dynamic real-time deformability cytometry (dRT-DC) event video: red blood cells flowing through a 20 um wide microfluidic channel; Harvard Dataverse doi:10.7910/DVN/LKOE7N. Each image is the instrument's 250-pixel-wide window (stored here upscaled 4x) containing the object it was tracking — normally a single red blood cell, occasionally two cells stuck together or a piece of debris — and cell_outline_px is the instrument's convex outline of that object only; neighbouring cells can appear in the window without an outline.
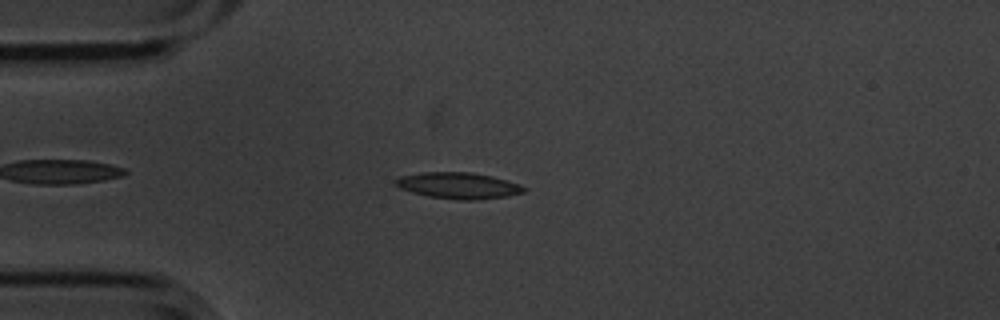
{"species": "common noctule bat (a hibernating species)", "species_latin": "Nyctalus noctula", "temperature_condition": "cold", "stored_images_in_passage": 5, "camera_frame_rate_fps": 3000, "um_per_image_px": 0.085, "animal": {"sex": "male", "body_mass_g": 20.1, "forearm_length_mm": 53.5}, "frame": {"image": 1, "passage_image": 3, "time_ms": 0.667, "image_size_px": [1000, 320], "cell_outline_px": [[528, 188], [524, 192], [508, 196], [476, 200], [460, 200], [428, 196], [412, 192], [400, 188], [392, 180], [400, 176], [420, 172], [472, 172], [492, 176], [520, 184]], "centroid_in_image_um": [38.97, 15.77], "position_along_channel_um": 46.0, "area_um2": 19.77}}
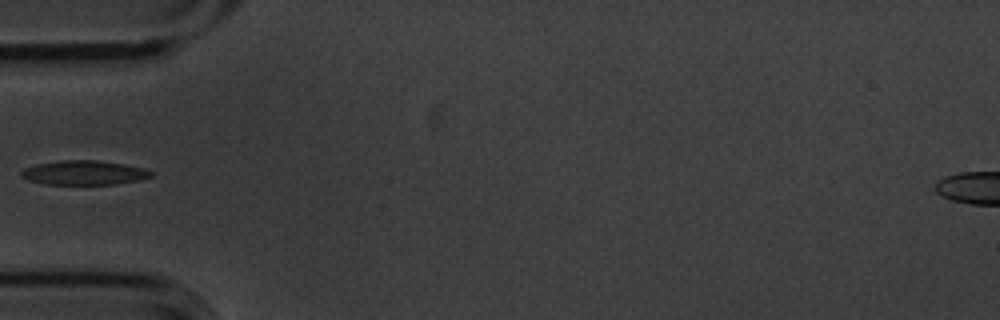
{"frame": {"image": 2, "passage_image": 4, "time_ms": 1.0, "image_size_px": [1000, 320], "cell_outline_px": [[156, 172], [152, 176], [140, 180], [116, 184], [44, 184], [28, 180], [20, 176], [20, 172], [24, 168], [36, 164], [60, 160], [96, 160], [124, 164], [144, 168]], "centroid_in_image_um": [7.16, 14.68], "position_along_channel_um": 77.8, "area_um2": 18.55}}
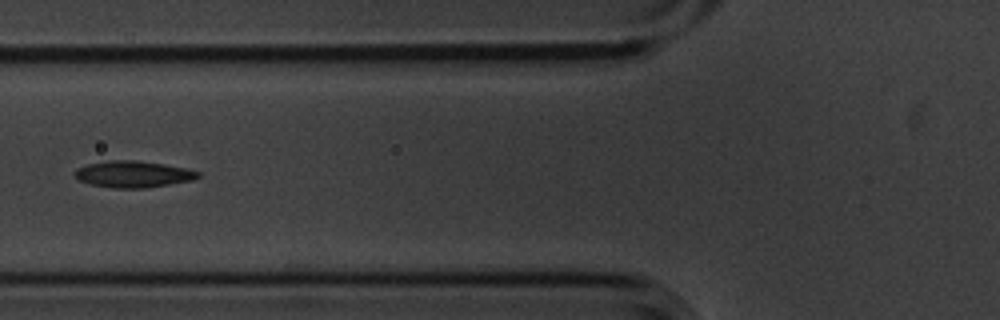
{"frame": {"image": 3, "passage_image": 5, "time_ms": 1.333, "image_size_px": [1000, 320], "cell_outline_px": [[200, 176], [192, 180], [144, 188], [112, 188], [92, 184], [80, 180], [72, 172], [76, 168], [88, 164], [108, 160], [136, 160], [164, 164], [184, 168], [200, 172]], "centroid_in_image_um": [11.29, 14.8], "position_along_channel_um": 114.5, "area_um2": 18.9}}